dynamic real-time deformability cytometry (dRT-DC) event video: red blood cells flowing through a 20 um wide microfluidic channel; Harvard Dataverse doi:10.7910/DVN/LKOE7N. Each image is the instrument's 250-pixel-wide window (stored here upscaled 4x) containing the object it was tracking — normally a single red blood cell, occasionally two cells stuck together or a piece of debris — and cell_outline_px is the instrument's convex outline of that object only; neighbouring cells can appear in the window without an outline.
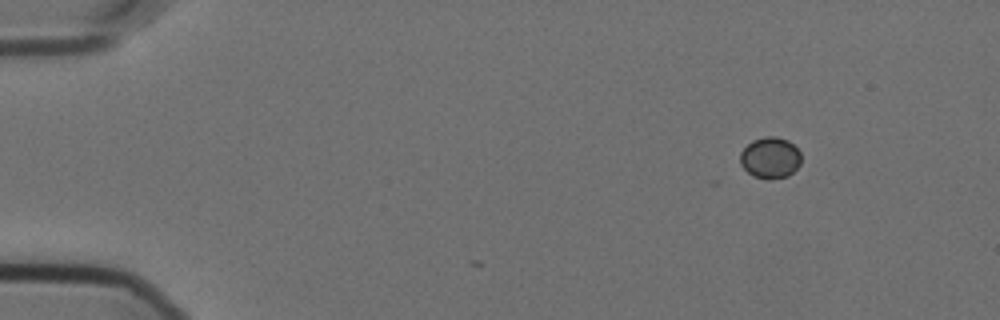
{"species": "Egyptian fruit bat (a non-hibernating species)", "species_latin": "Rousettus aegyptiacus", "temperature_condition": "cold", "stored_images_in_passage": 5, "camera_frame_rate_fps": 3000, "um_per_image_px": 0.085, "animal": {"sex": "female"}, "frame": {"image": 1, "passage_image": 1, "time_ms": 0.0, "image_size_px": [1000, 320], "cell_outline_px": [[800, 164], [788, 176], [768, 180], [752, 176], [740, 164], [740, 152], [752, 140], [764, 136], [776, 136], [788, 140], [800, 152]], "centroid_in_image_um": [65.45, 13.41], "position_along_channel_um": 19.6, "area_um2": 14.74}}